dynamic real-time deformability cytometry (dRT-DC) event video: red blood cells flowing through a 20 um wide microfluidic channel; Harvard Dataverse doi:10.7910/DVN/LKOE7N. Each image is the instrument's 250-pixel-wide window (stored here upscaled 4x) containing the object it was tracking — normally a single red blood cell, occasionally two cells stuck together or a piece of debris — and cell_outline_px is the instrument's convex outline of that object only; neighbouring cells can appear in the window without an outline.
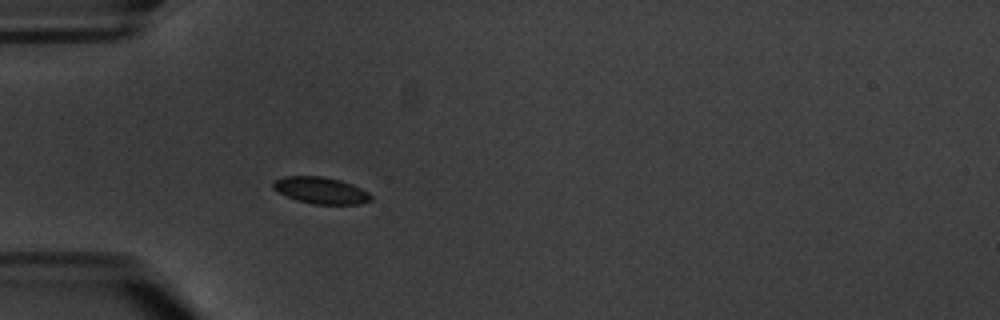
{"species": "common noctule bat (a hibernating species)", "species_latin": "Nyctalus noctula", "temperature_condition": "warm", "stored_images_in_passage": 3, "camera_frame_rate_fps": 3000, "um_per_image_px": 0.085, "animal": {"sex": "male", "body_mass_g": 20.1, "forearm_length_mm": 53.5}, "frame": {"image": 1, "passage_image": 3, "time_ms": 3.333, "image_size_px": [1000, 320], "cell_outline_px": [[372, 200], [360, 204], [312, 204], [296, 200], [272, 188], [272, 184], [276, 180], [284, 176], [320, 176], [340, 180], [352, 184], [368, 192], [372, 196]], "centroid_in_image_um": [27.29, 16.19], "position_along_channel_um": 57.7, "area_um2": 15.09}}